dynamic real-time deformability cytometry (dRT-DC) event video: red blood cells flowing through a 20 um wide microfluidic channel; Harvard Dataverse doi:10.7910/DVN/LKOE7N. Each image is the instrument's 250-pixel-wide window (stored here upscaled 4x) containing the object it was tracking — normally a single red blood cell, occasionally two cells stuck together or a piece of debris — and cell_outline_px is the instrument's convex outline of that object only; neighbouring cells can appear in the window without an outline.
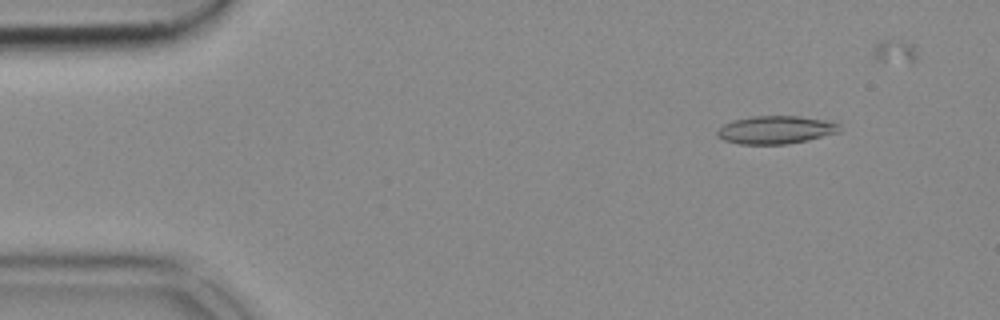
{"species": "common noctule bat (a hibernating species)", "species_latin": "Nyctalus noctula", "temperature_condition": "cold", "stored_images_in_passage": 48, "camera_frame_rate_fps": 3000, "um_per_image_px": 0.085, "animal": {"sex": "female", "body_mass_g": 18.4}, "frame": {"image": 1, "passage_image": 6, "time_ms": 1.667, "image_size_px": [1000, 320], "cell_outline_px": [[840, 132], [808, 140], [788, 144], [740, 144], [724, 140], [716, 136], [716, 132], [724, 124], [732, 120], [752, 116], [800, 116], [824, 120], [840, 124]], "centroid_in_image_um": [65.93, 11.04], "position_along_channel_um": 19.1, "area_um2": 20.0}}
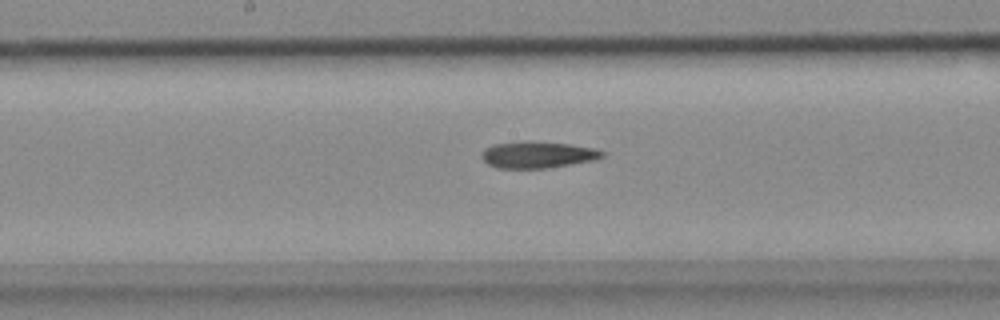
{"frame": {"image": 2, "passage_image": 27, "time_ms": 8.667, "image_size_px": [1000, 320], "cell_outline_px": [[604, 156], [596, 160], [548, 168], [496, 168], [488, 164], [480, 156], [484, 148], [492, 144], [528, 140], [572, 144], [596, 148], [604, 152]], "centroid_in_image_um": [45.7, 13.14], "position_along_channel_um": 202.5, "area_um2": 19.07}}
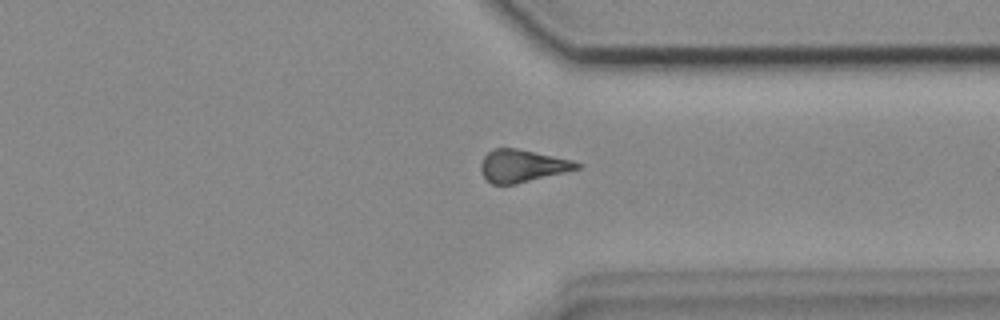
{"frame": {"image": 3, "passage_image": 40, "time_ms": 13.0, "image_size_px": [1000, 320], "cell_outline_px": [[584, 164], [580, 168], [516, 184], [492, 184], [484, 176], [480, 168], [480, 164], [484, 156], [488, 152], [496, 148], [516, 148], [572, 160]], "centroid_in_image_um": [44.39, 14.09], "position_along_channel_um": 367.0, "area_um2": 17.98}}